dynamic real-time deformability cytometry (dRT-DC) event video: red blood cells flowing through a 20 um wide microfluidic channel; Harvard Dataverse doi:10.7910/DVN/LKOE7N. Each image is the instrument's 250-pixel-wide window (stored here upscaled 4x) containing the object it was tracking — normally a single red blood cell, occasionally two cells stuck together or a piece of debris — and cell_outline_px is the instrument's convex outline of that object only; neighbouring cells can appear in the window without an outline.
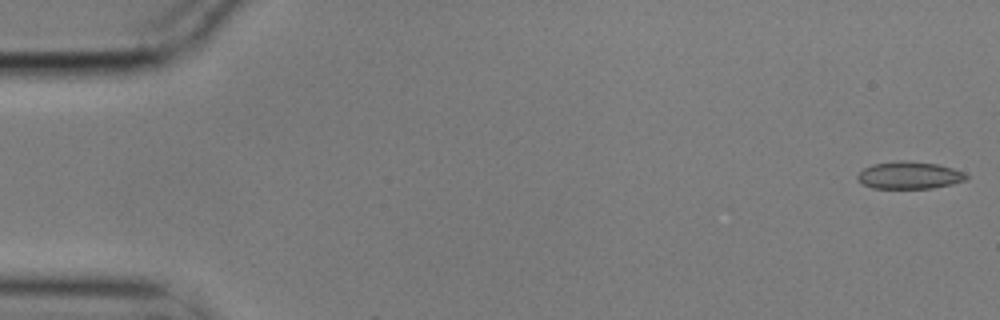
{"species": "common noctule bat (a hibernating species)", "species_latin": "Nyctalus noctula", "temperature_condition": "cold", "stored_images_in_passage": 3, "camera_frame_rate_fps": 3000, "um_per_image_px": 0.085, "animal": {"sex": "male", "body_mass_g": 17.9}, "frame": {"image": 1, "passage_image": 1, "time_ms": 0.0, "image_size_px": [1000, 320], "cell_outline_px": [[968, 180], [952, 184], [932, 188], [872, 188], [856, 180], [856, 176], [864, 168], [872, 164], [904, 160], [936, 164], [952, 168], [964, 172], [968, 176]], "centroid_in_image_um": [77.29, 14.9], "position_along_channel_um": 7.7, "area_um2": 17.28}}